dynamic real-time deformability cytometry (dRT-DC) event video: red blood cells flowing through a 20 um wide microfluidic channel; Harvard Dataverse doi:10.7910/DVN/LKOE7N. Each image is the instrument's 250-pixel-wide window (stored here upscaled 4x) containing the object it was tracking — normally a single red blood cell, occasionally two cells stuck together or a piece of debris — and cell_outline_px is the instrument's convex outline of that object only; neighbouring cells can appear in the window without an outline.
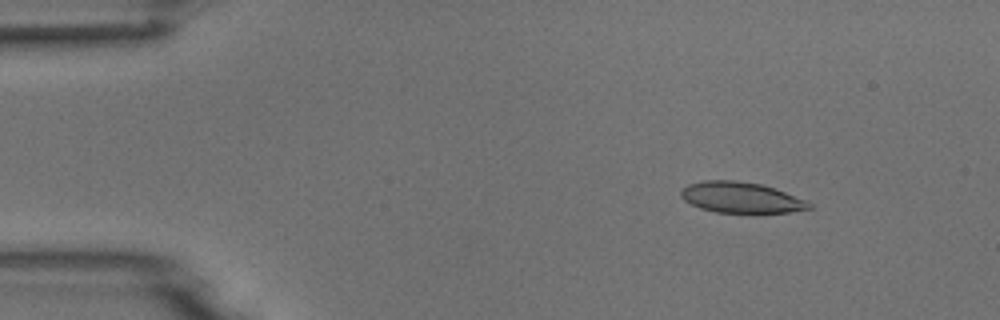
{"species": "common noctule bat (a hibernating species)", "species_latin": "Nyctalus noctula", "temperature_condition": "room temperature", "stored_images_in_passage": 4, "camera_frame_rate_fps": 3000, "um_per_image_px": 0.085, "animal": {"sex": "male", "body_mass_g": 18.8}, "frame": {"image": 1, "passage_image": 2, "time_ms": 1.333, "image_size_px": [1000, 320], "cell_outline_px": [[812, 208], [792, 212], [716, 212], [700, 208], [684, 200], [680, 196], [680, 192], [688, 184], [704, 180], [736, 180], [760, 184], [784, 192], [804, 200], [812, 204]], "centroid_in_image_um": [62.95, 16.78], "position_along_channel_um": 22.0, "area_um2": 22.66}}